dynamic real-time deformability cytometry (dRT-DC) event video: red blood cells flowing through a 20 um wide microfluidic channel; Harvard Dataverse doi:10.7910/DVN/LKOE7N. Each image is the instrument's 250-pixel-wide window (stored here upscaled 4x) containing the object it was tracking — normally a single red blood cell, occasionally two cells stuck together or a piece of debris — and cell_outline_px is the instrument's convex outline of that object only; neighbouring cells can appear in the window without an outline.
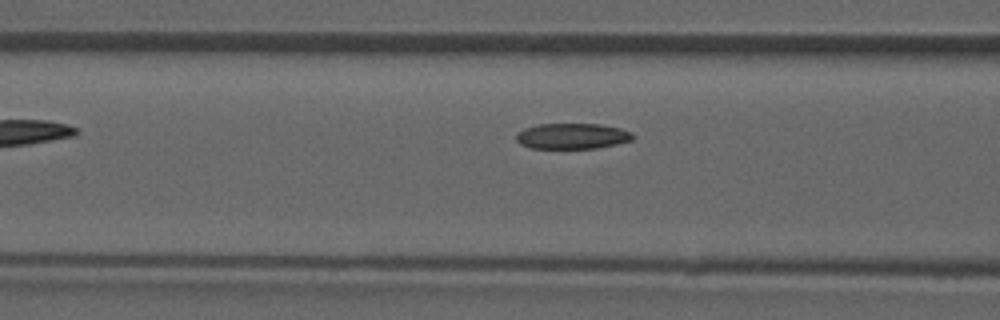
{"species": "common noctule bat (a hibernating species)", "species_latin": "Nyctalus noctula", "temperature_condition": "room temperature", "stored_images_in_passage": 26, "camera_frame_rate_fps": 3000, "um_per_image_px": 0.085, "animal": {"sex": "male", "forearm_length_mm": 52.5}, "frame": {"image": 1, "passage_image": 4, "time_ms": 1.0, "image_size_px": [1000, 320], "cell_outline_px": [[636, 136], [632, 140], [616, 144], [596, 148], [532, 148], [520, 144], [516, 140], [516, 132], [524, 128], [540, 124], [600, 124], [620, 128], [632, 132]], "centroid_in_image_um": [48.65, 11.56], "position_along_channel_um": 118.0, "area_um2": 17.51}}